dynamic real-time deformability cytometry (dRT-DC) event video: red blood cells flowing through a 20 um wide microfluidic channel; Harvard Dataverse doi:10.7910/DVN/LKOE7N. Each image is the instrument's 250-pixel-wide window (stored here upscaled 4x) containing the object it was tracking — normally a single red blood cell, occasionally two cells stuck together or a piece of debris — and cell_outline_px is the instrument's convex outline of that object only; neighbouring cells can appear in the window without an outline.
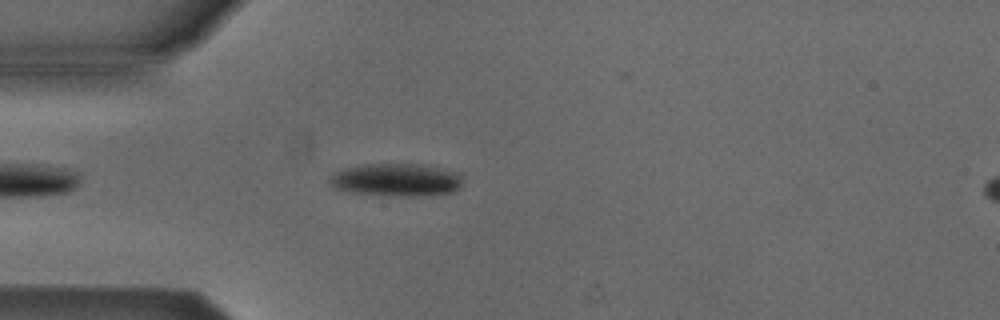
{"species": "Egyptian fruit bat (a non-hibernating species)", "species_latin": "Rousettus aegyptiacus", "temperature_condition": "cold", "stored_images_in_passage": 5, "camera_frame_rate_fps": 3000, "um_per_image_px": 0.085, "animal": {"sex": "male"}, "frame": {"image": 1, "passage_image": 4, "time_ms": 3.333, "image_size_px": [1000, 320], "cell_outline_px": [[460, 188], [452, 192], [412, 196], [388, 196], [352, 192], [336, 188], [328, 180], [328, 176], [344, 168], [364, 164], [420, 164], [444, 168], [460, 172]], "centroid_in_image_um": [33.69, 15.28], "position_along_channel_um": 51.3, "area_um2": 25.43}}